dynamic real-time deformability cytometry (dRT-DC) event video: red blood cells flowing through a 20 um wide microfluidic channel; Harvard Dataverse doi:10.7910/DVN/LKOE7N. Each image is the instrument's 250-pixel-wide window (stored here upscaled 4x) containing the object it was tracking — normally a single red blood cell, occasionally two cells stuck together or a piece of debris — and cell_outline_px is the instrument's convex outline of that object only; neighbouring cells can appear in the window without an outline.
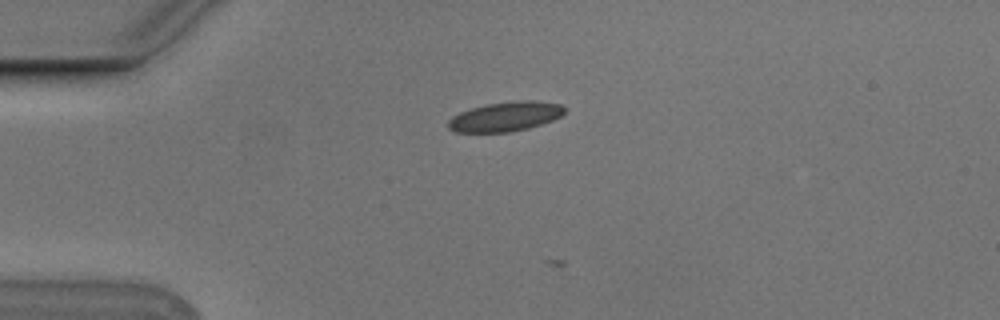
{"species": "Egyptian fruit bat (a non-hibernating species)", "species_latin": "Rousettus aegyptiacus", "temperature_condition": "cold", "stored_images_in_passage": 4, "camera_frame_rate_fps": 3000, "um_per_image_px": 0.085, "animal": {"sex": "male"}, "frame": {"image": 1, "passage_image": 2, "time_ms": 0.333, "image_size_px": [1000, 320], "cell_outline_px": [[564, 112], [560, 116], [552, 120], [528, 128], [512, 132], [456, 132], [448, 128], [448, 120], [452, 116], [460, 112], [472, 108], [488, 104], [520, 100], [528, 100], [560, 104], [564, 108]], "centroid_in_image_um": [42.92, 9.92], "position_along_channel_um": 42.1, "area_um2": 19.77}}